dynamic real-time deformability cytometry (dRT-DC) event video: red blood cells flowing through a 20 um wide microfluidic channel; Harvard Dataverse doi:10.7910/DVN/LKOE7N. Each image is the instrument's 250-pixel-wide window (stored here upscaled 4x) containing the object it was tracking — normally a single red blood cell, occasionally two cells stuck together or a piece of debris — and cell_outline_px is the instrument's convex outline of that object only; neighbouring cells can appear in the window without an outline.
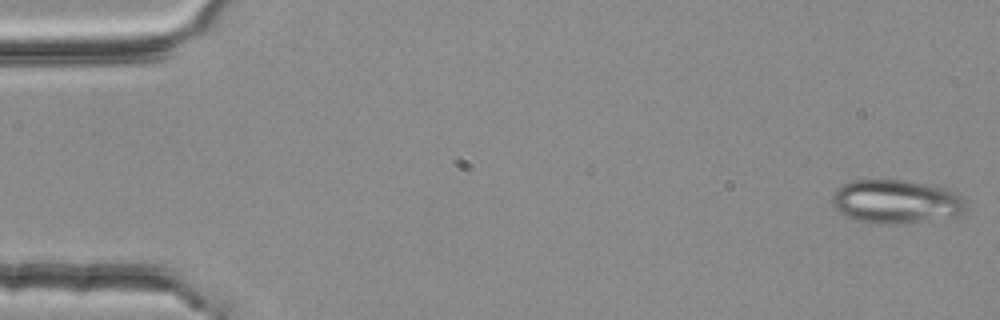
{"species": "common noctule bat (a hibernating species)", "species_latin": "Nyctalus noctula", "temperature_condition": "room temperature", "stored_images_in_passage": 5, "camera_frame_rate_fps": 3000, "um_per_image_px": 0.085, "animal": {"sex": "female", "body_mass_g": 25.1}, "frame": {"image": 1, "passage_image": 1, "time_ms": 0.0, "image_size_px": [1000, 320], "cell_outline_px": [[968, 204], [964, 212], [952, 216], [896, 224], [872, 224], [848, 216], [840, 212], [832, 204], [832, 196], [844, 184], [852, 180], [904, 180], [944, 188], [956, 192]], "centroid_in_image_um": [76.17, 17.13], "position_along_channel_um": 8.8, "area_um2": 33.52}}